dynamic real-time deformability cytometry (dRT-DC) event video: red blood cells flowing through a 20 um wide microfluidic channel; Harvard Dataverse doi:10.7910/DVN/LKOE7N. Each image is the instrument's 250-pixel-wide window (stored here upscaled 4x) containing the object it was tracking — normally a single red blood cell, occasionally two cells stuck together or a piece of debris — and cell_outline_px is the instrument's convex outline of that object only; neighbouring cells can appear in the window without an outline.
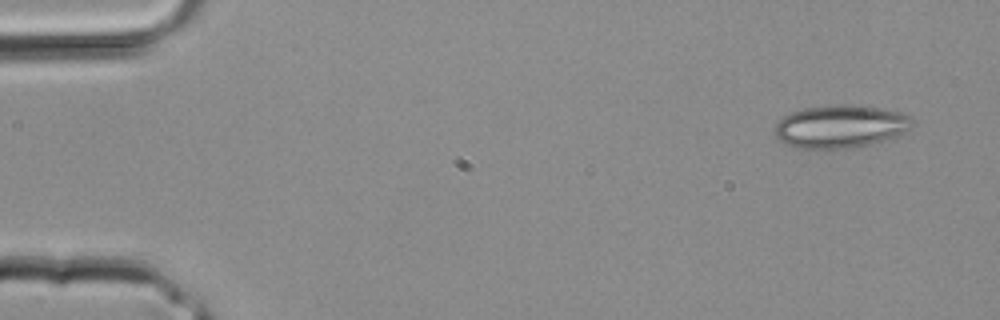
{"species": "common noctule bat (a hibernating species)", "species_latin": "Nyctalus noctula", "temperature_condition": "room temperature", "stored_images_in_passage": 3, "camera_frame_rate_fps": 3000, "um_per_image_px": 0.085, "animal": {"sex": "male", "body_mass_g": 20.4}, "frame": {"image": 1, "passage_image": 3, "time_ms": 0.667, "image_size_px": [1000, 320], "cell_outline_px": [[912, 128], [896, 136], [860, 148], [796, 148], [784, 144], [772, 132], [772, 128], [784, 116], [792, 112], [804, 108], [880, 108], [900, 112], [912, 116]], "centroid_in_image_um": [71.42, 10.82], "position_along_channel_um": 13.6, "area_um2": 33.47}}